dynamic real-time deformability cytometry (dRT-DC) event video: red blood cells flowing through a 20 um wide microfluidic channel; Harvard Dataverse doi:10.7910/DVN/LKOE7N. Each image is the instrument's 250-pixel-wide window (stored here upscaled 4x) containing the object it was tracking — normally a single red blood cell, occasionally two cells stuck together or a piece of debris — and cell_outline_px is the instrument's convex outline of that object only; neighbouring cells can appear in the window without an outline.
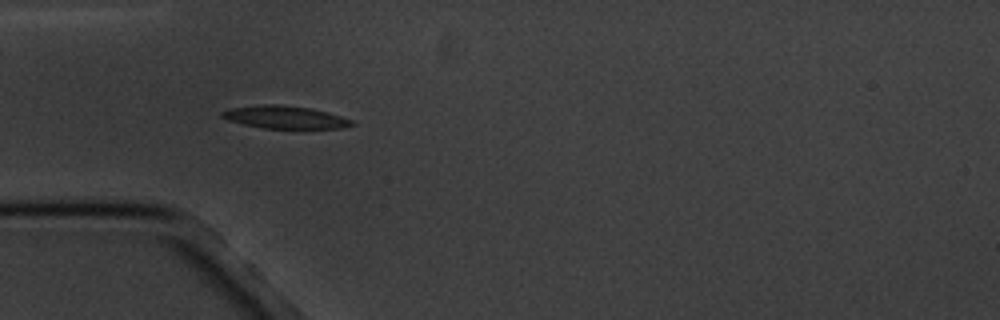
{"species": "common noctule bat (a hibernating species)", "species_latin": "Nyctalus noctula", "temperature_condition": "cold", "stored_images_in_passage": 5, "camera_frame_rate_fps": 3000, "um_per_image_px": 0.085, "animal": {"sex": "male", "body_mass_g": 20.1, "forearm_length_mm": 53.5}, "frame": {"image": 1, "passage_image": 4, "time_ms": 3.667, "image_size_px": [1000, 320], "cell_outline_px": [[356, 124], [344, 128], [264, 128], [244, 124], [228, 120], [220, 116], [220, 112], [232, 108], [264, 104], [280, 104], [312, 108], [328, 112], [352, 120]], "centroid_in_image_um": [24.25, 9.95], "position_along_channel_um": 60.8, "area_um2": 17.11}}
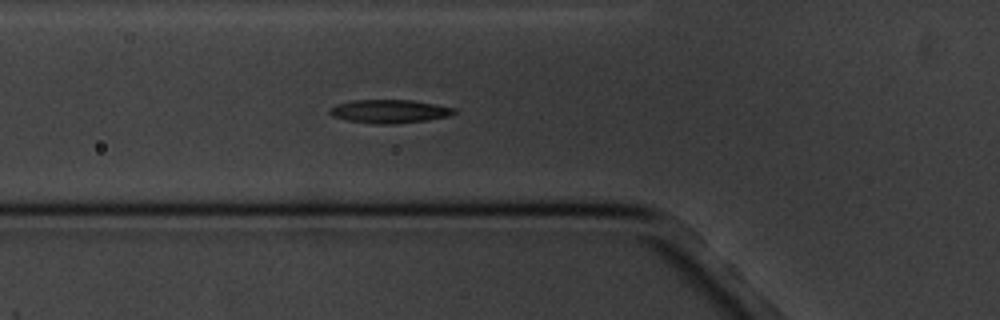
{"frame": {"image": 2, "passage_image": 5, "time_ms": 4.667, "image_size_px": [1000, 320], "cell_outline_px": [[456, 112], [452, 116], [428, 120], [396, 124], [372, 124], [348, 120], [332, 116], [328, 112], [328, 108], [336, 104], [352, 100], [412, 100], [436, 104], [456, 108]], "centroid_in_image_um": [33.12, 9.47], "position_along_channel_um": 92.7, "area_um2": 17.28}}